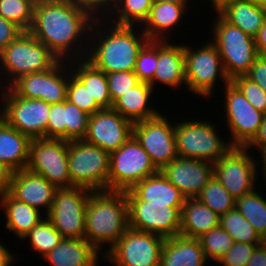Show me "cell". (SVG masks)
<instances>
[{
    "mask_svg": "<svg viewBox=\"0 0 266 266\" xmlns=\"http://www.w3.org/2000/svg\"><path fill=\"white\" fill-rule=\"evenodd\" d=\"M94 18L69 0L39 1L28 32L59 60L86 58Z\"/></svg>",
    "mask_w": 266,
    "mask_h": 266,
    "instance_id": "cell-1",
    "label": "cell"
},
{
    "mask_svg": "<svg viewBox=\"0 0 266 266\" xmlns=\"http://www.w3.org/2000/svg\"><path fill=\"white\" fill-rule=\"evenodd\" d=\"M148 40L141 26L118 25L106 18H95L85 59L105 73L134 71L138 53Z\"/></svg>",
    "mask_w": 266,
    "mask_h": 266,
    "instance_id": "cell-2",
    "label": "cell"
},
{
    "mask_svg": "<svg viewBox=\"0 0 266 266\" xmlns=\"http://www.w3.org/2000/svg\"><path fill=\"white\" fill-rule=\"evenodd\" d=\"M129 228L125 191L92 192L86 206L85 239L104 256ZM104 249L103 247L106 246Z\"/></svg>",
    "mask_w": 266,
    "mask_h": 266,
    "instance_id": "cell-3",
    "label": "cell"
},
{
    "mask_svg": "<svg viewBox=\"0 0 266 266\" xmlns=\"http://www.w3.org/2000/svg\"><path fill=\"white\" fill-rule=\"evenodd\" d=\"M58 60L42 42L24 31L0 53V86L9 87L22 75L48 70Z\"/></svg>",
    "mask_w": 266,
    "mask_h": 266,
    "instance_id": "cell-4",
    "label": "cell"
},
{
    "mask_svg": "<svg viewBox=\"0 0 266 266\" xmlns=\"http://www.w3.org/2000/svg\"><path fill=\"white\" fill-rule=\"evenodd\" d=\"M214 15V24H209L212 25L210 32L213 35L210 40L217 47L225 73L231 81L246 75L258 56L255 38L224 20L218 13L214 12Z\"/></svg>",
    "mask_w": 266,
    "mask_h": 266,
    "instance_id": "cell-5",
    "label": "cell"
},
{
    "mask_svg": "<svg viewBox=\"0 0 266 266\" xmlns=\"http://www.w3.org/2000/svg\"><path fill=\"white\" fill-rule=\"evenodd\" d=\"M215 122L188 119L175 122L177 153L182 158L217 162L233 146L219 135Z\"/></svg>",
    "mask_w": 266,
    "mask_h": 266,
    "instance_id": "cell-6",
    "label": "cell"
},
{
    "mask_svg": "<svg viewBox=\"0 0 266 266\" xmlns=\"http://www.w3.org/2000/svg\"><path fill=\"white\" fill-rule=\"evenodd\" d=\"M199 46L194 48L184 44L186 78L184 86L202 100L214 97L216 84L219 83L218 78L222 80L221 84H224L221 86H226L230 79L225 73L219 51L210 38Z\"/></svg>",
    "mask_w": 266,
    "mask_h": 266,
    "instance_id": "cell-7",
    "label": "cell"
},
{
    "mask_svg": "<svg viewBox=\"0 0 266 266\" xmlns=\"http://www.w3.org/2000/svg\"><path fill=\"white\" fill-rule=\"evenodd\" d=\"M110 153L84 140L68 141L71 183L92 192L108 190Z\"/></svg>",
    "mask_w": 266,
    "mask_h": 266,
    "instance_id": "cell-8",
    "label": "cell"
},
{
    "mask_svg": "<svg viewBox=\"0 0 266 266\" xmlns=\"http://www.w3.org/2000/svg\"><path fill=\"white\" fill-rule=\"evenodd\" d=\"M3 96V97H2ZM0 117L30 139L46 138L50 104L18 96L10 87L0 92Z\"/></svg>",
    "mask_w": 266,
    "mask_h": 266,
    "instance_id": "cell-9",
    "label": "cell"
},
{
    "mask_svg": "<svg viewBox=\"0 0 266 266\" xmlns=\"http://www.w3.org/2000/svg\"><path fill=\"white\" fill-rule=\"evenodd\" d=\"M157 172L148 153L132 135L119 149L110 153L108 191L130 190Z\"/></svg>",
    "mask_w": 266,
    "mask_h": 266,
    "instance_id": "cell-10",
    "label": "cell"
},
{
    "mask_svg": "<svg viewBox=\"0 0 266 266\" xmlns=\"http://www.w3.org/2000/svg\"><path fill=\"white\" fill-rule=\"evenodd\" d=\"M26 168L45 177L56 189L74 187L69 173L66 140L31 139Z\"/></svg>",
    "mask_w": 266,
    "mask_h": 266,
    "instance_id": "cell-11",
    "label": "cell"
},
{
    "mask_svg": "<svg viewBox=\"0 0 266 266\" xmlns=\"http://www.w3.org/2000/svg\"><path fill=\"white\" fill-rule=\"evenodd\" d=\"M91 193L83 187L55 190L46 218L63 238H85L86 206Z\"/></svg>",
    "mask_w": 266,
    "mask_h": 266,
    "instance_id": "cell-12",
    "label": "cell"
},
{
    "mask_svg": "<svg viewBox=\"0 0 266 266\" xmlns=\"http://www.w3.org/2000/svg\"><path fill=\"white\" fill-rule=\"evenodd\" d=\"M164 241L160 235L129 227L103 260L114 266H160Z\"/></svg>",
    "mask_w": 266,
    "mask_h": 266,
    "instance_id": "cell-13",
    "label": "cell"
},
{
    "mask_svg": "<svg viewBox=\"0 0 266 266\" xmlns=\"http://www.w3.org/2000/svg\"><path fill=\"white\" fill-rule=\"evenodd\" d=\"M252 150L232 147L223 157L213 163L214 176L235 199L259 186L257 158ZM257 181V182H256ZM259 184V185H258Z\"/></svg>",
    "mask_w": 266,
    "mask_h": 266,
    "instance_id": "cell-14",
    "label": "cell"
},
{
    "mask_svg": "<svg viewBox=\"0 0 266 266\" xmlns=\"http://www.w3.org/2000/svg\"><path fill=\"white\" fill-rule=\"evenodd\" d=\"M161 112L158 116L135 122L133 136L148 153L158 171L178 157L175 123Z\"/></svg>",
    "mask_w": 266,
    "mask_h": 266,
    "instance_id": "cell-15",
    "label": "cell"
},
{
    "mask_svg": "<svg viewBox=\"0 0 266 266\" xmlns=\"http://www.w3.org/2000/svg\"><path fill=\"white\" fill-rule=\"evenodd\" d=\"M125 196L130 228L154 233L164 238L180 234L182 207H169L168 204L139 200L130 190L125 191Z\"/></svg>",
    "mask_w": 266,
    "mask_h": 266,
    "instance_id": "cell-16",
    "label": "cell"
},
{
    "mask_svg": "<svg viewBox=\"0 0 266 266\" xmlns=\"http://www.w3.org/2000/svg\"><path fill=\"white\" fill-rule=\"evenodd\" d=\"M224 87V112L233 147H245L256 135L264 113L258 111L230 81Z\"/></svg>",
    "mask_w": 266,
    "mask_h": 266,
    "instance_id": "cell-17",
    "label": "cell"
},
{
    "mask_svg": "<svg viewBox=\"0 0 266 266\" xmlns=\"http://www.w3.org/2000/svg\"><path fill=\"white\" fill-rule=\"evenodd\" d=\"M69 61L58 60L50 69L20 76L9 87L20 97L48 104L67 99Z\"/></svg>",
    "mask_w": 266,
    "mask_h": 266,
    "instance_id": "cell-18",
    "label": "cell"
},
{
    "mask_svg": "<svg viewBox=\"0 0 266 266\" xmlns=\"http://www.w3.org/2000/svg\"><path fill=\"white\" fill-rule=\"evenodd\" d=\"M133 124L113 108H103L90 115L83 140L111 153L133 135Z\"/></svg>",
    "mask_w": 266,
    "mask_h": 266,
    "instance_id": "cell-19",
    "label": "cell"
},
{
    "mask_svg": "<svg viewBox=\"0 0 266 266\" xmlns=\"http://www.w3.org/2000/svg\"><path fill=\"white\" fill-rule=\"evenodd\" d=\"M161 172L187 199L197 198L214 176V167L209 161L178 156Z\"/></svg>",
    "mask_w": 266,
    "mask_h": 266,
    "instance_id": "cell-20",
    "label": "cell"
},
{
    "mask_svg": "<svg viewBox=\"0 0 266 266\" xmlns=\"http://www.w3.org/2000/svg\"><path fill=\"white\" fill-rule=\"evenodd\" d=\"M55 190L45 177L25 168L12 173L8 192L46 216L53 204Z\"/></svg>",
    "mask_w": 266,
    "mask_h": 266,
    "instance_id": "cell-21",
    "label": "cell"
},
{
    "mask_svg": "<svg viewBox=\"0 0 266 266\" xmlns=\"http://www.w3.org/2000/svg\"><path fill=\"white\" fill-rule=\"evenodd\" d=\"M149 84L154 90L156 85L163 84L175 91L186 85L184 43L175 44V41L171 40H158L156 71Z\"/></svg>",
    "mask_w": 266,
    "mask_h": 266,
    "instance_id": "cell-22",
    "label": "cell"
},
{
    "mask_svg": "<svg viewBox=\"0 0 266 266\" xmlns=\"http://www.w3.org/2000/svg\"><path fill=\"white\" fill-rule=\"evenodd\" d=\"M190 4L153 2L150 13L143 23L142 31L149 40H170L172 30L182 26L184 14L189 13ZM188 11V12H187ZM171 32V33H170ZM170 37V38H169Z\"/></svg>",
    "mask_w": 266,
    "mask_h": 266,
    "instance_id": "cell-23",
    "label": "cell"
},
{
    "mask_svg": "<svg viewBox=\"0 0 266 266\" xmlns=\"http://www.w3.org/2000/svg\"><path fill=\"white\" fill-rule=\"evenodd\" d=\"M103 256L84 238H63L43 259L52 266H99Z\"/></svg>",
    "mask_w": 266,
    "mask_h": 266,
    "instance_id": "cell-24",
    "label": "cell"
},
{
    "mask_svg": "<svg viewBox=\"0 0 266 266\" xmlns=\"http://www.w3.org/2000/svg\"><path fill=\"white\" fill-rule=\"evenodd\" d=\"M197 238L180 234L165 238L160 266H210Z\"/></svg>",
    "mask_w": 266,
    "mask_h": 266,
    "instance_id": "cell-25",
    "label": "cell"
},
{
    "mask_svg": "<svg viewBox=\"0 0 266 266\" xmlns=\"http://www.w3.org/2000/svg\"><path fill=\"white\" fill-rule=\"evenodd\" d=\"M0 210L6 218L5 227L19 240L46 217L38 209L15 199L8 191L0 194Z\"/></svg>",
    "mask_w": 266,
    "mask_h": 266,
    "instance_id": "cell-26",
    "label": "cell"
},
{
    "mask_svg": "<svg viewBox=\"0 0 266 266\" xmlns=\"http://www.w3.org/2000/svg\"><path fill=\"white\" fill-rule=\"evenodd\" d=\"M154 91L149 83L139 82L130 91L119 97L112 104V108L133 123L154 118L161 113L151 104V96L155 94Z\"/></svg>",
    "mask_w": 266,
    "mask_h": 266,
    "instance_id": "cell-27",
    "label": "cell"
},
{
    "mask_svg": "<svg viewBox=\"0 0 266 266\" xmlns=\"http://www.w3.org/2000/svg\"><path fill=\"white\" fill-rule=\"evenodd\" d=\"M180 215V235L199 238L219 226L220 216L197 198L185 199Z\"/></svg>",
    "mask_w": 266,
    "mask_h": 266,
    "instance_id": "cell-28",
    "label": "cell"
},
{
    "mask_svg": "<svg viewBox=\"0 0 266 266\" xmlns=\"http://www.w3.org/2000/svg\"><path fill=\"white\" fill-rule=\"evenodd\" d=\"M130 191L139 200L168 204L169 207H182L186 199L161 171L136 183Z\"/></svg>",
    "mask_w": 266,
    "mask_h": 266,
    "instance_id": "cell-29",
    "label": "cell"
},
{
    "mask_svg": "<svg viewBox=\"0 0 266 266\" xmlns=\"http://www.w3.org/2000/svg\"><path fill=\"white\" fill-rule=\"evenodd\" d=\"M30 141L27 135L9 126L0 117V161L13 172L27 167Z\"/></svg>",
    "mask_w": 266,
    "mask_h": 266,
    "instance_id": "cell-30",
    "label": "cell"
},
{
    "mask_svg": "<svg viewBox=\"0 0 266 266\" xmlns=\"http://www.w3.org/2000/svg\"><path fill=\"white\" fill-rule=\"evenodd\" d=\"M217 13L230 24L255 38L263 25L266 9L256 6L249 0H232Z\"/></svg>",
    "mask_w": 266,
    "mask_h": 266,
    "instance_id": "cell-31",
    "label": "cell"
},
{
    "mask_svg": "<svg viewBox=\"0 0 266 266\" xmlns=\"http://www.w3.org/2000/svg\"><path fill=\"white\" fill-rule=\"evenodd\" d=\"M71 71L88 88L91 97L103 108H112V101L109 94L107 77L104 71L95 68L85 58L70 61Z\"/></svg>",
    "mask_w": 266,
    "mask_h": 266,
    "instance_id": "cell-32",
    "label": "cell"
},
{
    "mask_svg": "<svg viewBox=\"0 0 266 266\" xmlns=\"http://www.w3.org/2000/svg\"><path fill=\"white\" fill-rule=\"evenodd\" d=\"M258 190V191H257ZM261 189L244 194L236 199L235 208L252 224L255 231L266 241V196Z\"/></svg>",
    "mask_w": 266,
    "mask_h": 266,
    "instance_id": "cell-33",
    "label": "cell"
},
{
    "mask_svg": "<svg viewBox=\"0 0 266 266\" xmlns=\"http://www.w3.org/2000/svg\"><path fill=\"white\" fill-rule=\"evenodd\" d=\"M153 0H115L106 19L118 25L141 26L149 16Z\"/></svg>",
    "mask_w": 266,
    "mask_h": 266,
    "instance_id": "cell-34",
    "label": "cell"
},
{
    "mask_svg": "<svg viewBox=\"0 0 266 266\" xmlns=\"http://www.w3.org/2000/svg\"><path fill=\"white\" fill-rule=\"evenodd\" d=\"M219 225L232 236L235 242L249 244H262L264 242L252 224L236 208L221 215Z\"/></svg>",
    "mask_w": 266,
    "mask_h": 266,
    "instance_id": "cell-35",
    "label": "cell"
},
{
    "mask_svg": "<svg viewBox=\"0 0 266 266\" xmlns=\"http://www.w3.org/2000/svg\"><path fill=\"white\" fill-rule=\"evenodd\" d=\"M63 239L51 222L44 217L22 240L30 243L38 256L43 258Z\"/></svg>",
    "mask_w": 266,
    "mask_h": 266,
    "instance_id": "cell-36",
    "label": "cell"
},
{
    "mask_svg": "<svg viewBox=\"0 0 266 266\" xmlns=\"http://www.w3.org/2000/svg\"><path fill=\"white\" fill-rule=\"evenodd\" d=\"M197 199L218 216L235 208L236 199L223 187L215 176L204 186Z\"/></svg>",
    "mask_w": 266,
    "mask_h": 266,
    "instance_id": "cell-37",
    "label": "cell"
},
{
    "mask_svg": "<svg viewBox=\"0 0 266 266\" xmlns=\"http://www.w3.org/2000/svg\"><path fill=\"white\" fill-rule=\"evenodd\" d=\"M204 254L211 263L219 260L232 248L235 241L220 225L197 238Z\"/></svg>",
    "mask_w": 266,
    "mask_h": 266,
    "instance_id": "cell-38",
    "label": "cell"
},
{
    "mask_svg": "<svg viewBox=\"0 0 266 266\" xmlns=\"http://www.w3.org/2000/svg\"><path fill=\"white\" fill-rule=\"evenodd\" d=\"M35 4L34 0H0V15L28 31L33 21Z\"/></svg>",
    "mask_w": 266,
    "mask_h": 266,
    "instance_id": "cell-39",
    "label": "cell"
},
{
    "mask_svg": "<svg viewBox=\"0 0 266 266\" xmlns=\"http://www.w3.org/2000/svg\"><path fill=\"white\" fill-rule=\"evenodd\" d=\"M67 100L90 115L102 109L96 103L95 99L91 97L88 88H86L83 82L71 71L70 61Z\"/></svg>",
    "mask_w": 266,
    "mask_h": 266,
    "instance_id": "cell-40",
    "label": "cell"
},
{
    "mask_svg": "<svg viewBox=\"0 0 266 266\" xmlns=\"http://www.w3.org/2000/svg\"><path fill=\"white\" fill-rule=\"evenodd\" d=\"M158 40H148L140 49L134 69L140 82L150 83L156 71Z\"/></svg>",
    "mask_w": 266,
    "mask_h": 266,
    "instance_id": "cell-41",
    "label": "cell"
},
{
    "mask_svg": "<svg viewBox=\"0 0 266 266\" xmlns=\"http://www.w3.org/2000/svg\"><path fill=\"white\" fill-rule=\"evenodd\" d=\"M90 114L66 99V141L83 140Z\"/></svg>",
    "mask_w": 266,
    "mask_h": 266,
    "instance_id": "cell-42",
    "label": "cell"
},
{
    "mask_svg": "<svg viewBox=\"0 0 266 266\" xmlns=\"http://www.w3.org/2000/svg\"><path fill=\"white\" fill-rule=\"evenodd\" d=\"M106 77L112 104L140 82L134 71L106 73Z\"/></svg>",
    "mask_w": 266,
    "mask_h": 266,
    "instance_id": "cell-43",
    "label": "cell"
},
{
    "mask_svg": "<svg viewBox=\"0 0 266 266\" xmlns=\"http://www.w3.org/2000/svg\"><path fill=\"white\" fill-rule=\"evenodd\" d=\"M231 82L241 91L255 109L266 114V91L246 75L235 77Z\"/></svg>",
    "mask_w": 266,
    "mask_h": 266,
    "instance_id": "cell-44",
    "label": "cell"
},
{
    "mask_svg": "<svg viewBox=\"0 0 266 266\" xmlns=\"http://www.w3.org/2000/svg\"><path fill=\"white\" fill-rule=\"evenodd\" d=\"M46 138L66 140V100L50 104Z\"/></svg>",
    "mask_w": 266,
    "mask_h": 266,
    "instance_id": "cell-45",
    "label": "cell"
},
{
    "mask_svg": "<svg viewBox=\"0 0 266 266\" xmlns=\"http://www.w3.org/2000/svg\"><path fill=\"white\" fill-rule=\"evenodd\" d=\"M261 244L235 242L232 248L219 260L221 266H246L256 247Z\"/></svg>",
    "mask_w": 266,
    "mask_h": 266,
    "instance_id": "cell-46",
    "label": "cell"
},
{
    "mask_svg": "<svg viewBox=\"0 0 266 266\" xmlns=\"http://www.w3.org/2000/svg\"><path fill=\"white\" fill-rule=\"evenodd\" d=\"M75 6L86 10L94 19L106 18L115 0H69Z\"/></svg>",
    "mask_w": 266,
    "mask_h": 266,
    "instance_id": "cell-47",
    "label": "cell"
},
{
    "mask_svg": "<svg viewBox=\"0 0 266 266\" xmlns=\"http://www.w3.org/2000/svg\"><path fill=\"white\" fill-rule=\"evenodd\" d=\"M24 30L14 22L0 15V53L12 41L16 40Z\"/></svg>",
    "mask_w": 266,
    "mask_h": 266,
    "instance_id": "cell-48",
    "label": "cell"
},
{
    "mask_svg": "<svg viewBox=\"0 0 266 266\" xmlns=\"http://www.w3.org/2000/svg\"><path fill=\"white\" fill-rule=\"evenodd\" d=\"M246 76L266 91V56L258 55Z\"/></svg>",
    "mask_w": 266,
    "mask_h": 266,
    "instance_id": "cell-49",
    "label": "cell"
},
{
    "mask_svg": "<svg viewBox=\"0 0 266 266\" xmlns=\"http://www.w3.org/2000/svg\"><path fill=\"white\" fill-rule=\"evenodd\" d=\"M266 146V114H264L262 123L258 128V131L254 138L245 146L248 150H253V153H257L254 151H258L259 149ZM254 148V149H253ZM257 148V149H256ZM256 149V150H255Z\"/></svg>",
    "mask_w": 266,
    "mask_h": 266,
    "instance_id": "cell-50",
    "label": "cell"
},
{
    "mask_svg": "<svg viewBox=\"0 0 266 266\" xmlns=\"http://www.w3.org/2000/svg\"><path fill=\"white\" fill-rule=\"evenodd\" d=\"M246 266H266V241L256 247Z\"/></svg>",
    "mask_w": 266,
    "mask_h": 266,
    "instance_id": "cell-51",
    "label": "cell"
},
{
    "mask_svg": "<svg viewBox=\"0 0 266 266\" xmlns=\"http://www.w3.org/2000/svg\"><path fill=\"white\" fill-rule=\"evenodd\" d=\"M13 171L0 161V194L8 191Z\"/></svg>",
    "mask_w": 266,
    "mask_h": 266,
    "instance_id": "cell-52",
    "label": "cell"
},
{
    "mask_svg": "<svg viewBox=\"0 0 266 266\" xmlns=\"http://www.w3.org/2000/svg\"><path fill=\"white\" fill-rule=\"evenodd\" d=\"M0 240V266H12L17 262V256L7 248V245L2 244Z\"/></svg>",
    "mask_w": 266,
    "mask_h": 266,
    "instance_id": "cell-53",
    "label": "cell"
},
{
    "mask_svg": "<svg viewBox=\"0 0 266 266\" xmlns=\"http://www.w3.org/2000/svg\"><path fill=\"white\" fill-rule=\"evenodd\" d=\"M255 43L258 55L266 56V16L262 27L259 29V32L255 37Z\"/></svg>",
    "mask_w": 266,
    "mask_h": 266,
    "instance_id": "cell-54",
    "label": "cell"
},
{
    "mask_svg": "<svg viewBox=\"0 0 266 266\" xmlns=\"http://www.w3.org/2000/svg\"><path fill=\"white\" fill-rule=\"evenodd\" d=\"M255 156H256V158H258V159H256L257 160V168H258V170L260 169L258 172L261 171L260 173H258V176H260L259 179L262 180V181L260 180L259 183L262 185V183L264 182V184L266 185V183H265L266 182V146L259 149L258 153L255 154ZM257 156H259V157H257ZM261 174L263 175V177H261L262 176Z\"/></svg>",
    "mask_w": 266,
    "mask_h": 266,
    "instance_id": "cell-55",
    "label": "cell"
},
{
    "mask_svg": "<svg viewBox=\"0 0 266 266\" xmlns=\"http://www.w3.org/2000/svg\"><path fill=\"white\" fill-rule=\"evenodd\" d=\"M210 6H212V11L213 8L215 9V13L219 12L225 5L230 3L232 0H209Z\"/></svg>",
    "mask_w": 266,
    "mask_h": 266,
    "instance_id": "cell-56",
    "label": "cell"
},
{
    "mask_svg": "<svg viewBox=\"0 0 266 266\" xmlns=\"http://www.w3.org/2000/svg\"><path fill=\"white\" fill-rule=\"evenodd\" d=\"M153 2H171L175 4H190V0H153Z\"/></svg>",
    "mask_w": 266,
    "mask_h": 266,
    "instance_id": "cell-57",
    "label": "cell"
},
{
    "mask_svg": "<svg viewBox=\"0 0 266 266\" xmlns=\"http://www.w3.org/2000/svg\"><path fill=\"white\" fill-rule=\"evenodd\" d=\"M256 6L266 9V0H249Z\"/></svg>",
    "mask_w": 266,
    "mask_h": 266,
    "instance_id": "cell-58",
    "label": "cell"
},
{
    "mask_svg": "<svg viewBox=\"0 0 266 266\" xmlns=\"http://www.w3.org/2000/svg\"><path fill=\"white\" fill-rule=\"evenodd\" d=\"M211 264H212V265H211ZM213 265H214V266H221V265L218 264V263H215V264H214V263H210V266H213Z\"/></svg>",
    "mask_w": 266,
    "mask_h": 266,
    "instance_id": "cell-59",
    "label": "cell"
},
{
    "mask_svg": "<svg viewBox=\"0 0 266 266\" xmlns=\"http://www.w3.org/2000/svg\"><path fill=\"white\" fill-rule=\"evenodd\" d=\"M35 2H39V1H49V0H34Z\"/></svg>",
    "mask_w": 266,
    "mask_h": 266,
    "instance_id": "cell-60",
    "label": "cell"
}]
</instances>
